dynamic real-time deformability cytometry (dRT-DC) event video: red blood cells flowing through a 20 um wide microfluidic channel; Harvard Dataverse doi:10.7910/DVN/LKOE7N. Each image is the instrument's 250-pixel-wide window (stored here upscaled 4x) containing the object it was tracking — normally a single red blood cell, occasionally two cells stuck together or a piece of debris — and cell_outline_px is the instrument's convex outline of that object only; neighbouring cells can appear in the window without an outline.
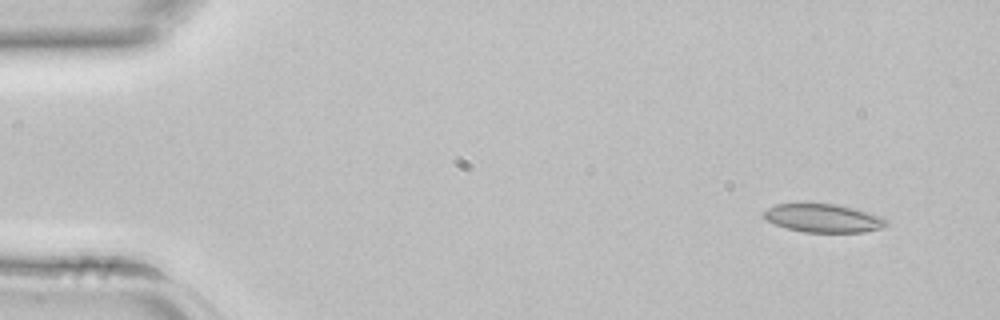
{"species": "common noctule bat (a hibernating species)", "species_latin": "Nyctalus noctula", "temperature_condition": "room temperature", "stored_images_in_passage": 3, "segment_of_instrument_passage": [2, 2], "camera_frame_rate_fps": 3000, "um_per_image_px": 0.085, "animal": {"sex": "female", "body_mass_g": 22.7, "forearm_length_mm": 54.2}, "frame": {"image": 1, "passage_image": 3, "time_ms": 0.667, "image_size_px": [1000, 320], "cell_outline_px": [[888, 224], [884, 228], [864, 232], [804, 232], [788, 228], [776, 224], [768, 220], [764, 216], [764, 212], [768, 208], [776, 204], [836, 204], [884, 216], [888, 220]], "centroid_in_image_um": [70.07, 18.55], "position_along_channel_um": 14.9, "area_um2": 20.11}}